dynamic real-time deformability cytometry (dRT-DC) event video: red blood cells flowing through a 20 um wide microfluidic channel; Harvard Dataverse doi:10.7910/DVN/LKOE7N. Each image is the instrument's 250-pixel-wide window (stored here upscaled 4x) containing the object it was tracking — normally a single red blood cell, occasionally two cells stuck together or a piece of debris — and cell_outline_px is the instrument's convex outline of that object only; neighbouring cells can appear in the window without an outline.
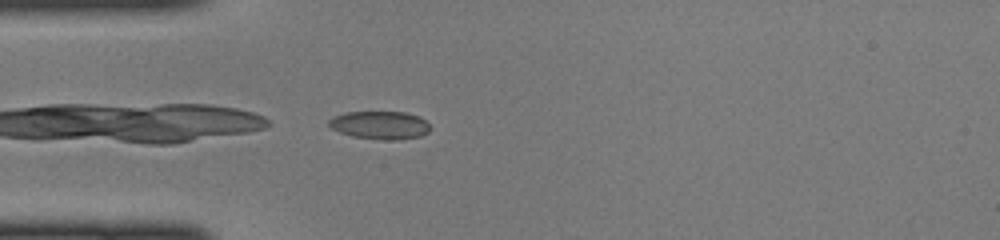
{"species": "common noctule bat (a hibernating species)", "species_latin": "Nyctalus noctula", "temperature_condition": "cold", "stored_images_in_passage": 13, "camera_frame_rate_fps": 3000, "um_per_image_px": 0.085, "animal": {"sex": "female", "body_mass_g": 22.0, "forearm_length_mm": 56.7}, "frame": {"image": 1, "passage_image": 13, "time_ms": 4.0, "image_size_px": [1000, 240], "cell_outline_px": [[432, 128], [428, 132], [420, 136], [396, 140], [384, 140], [352, 136], [340, 132], [332, 128], [328, 124], [328, 120], [332, 116], [344, 112], [404, 112], [420, 116]], "centroid_in_image_um": [32.29, 10.63], "position_along_channel_um": 52.7, "area_um2": 16.65}}